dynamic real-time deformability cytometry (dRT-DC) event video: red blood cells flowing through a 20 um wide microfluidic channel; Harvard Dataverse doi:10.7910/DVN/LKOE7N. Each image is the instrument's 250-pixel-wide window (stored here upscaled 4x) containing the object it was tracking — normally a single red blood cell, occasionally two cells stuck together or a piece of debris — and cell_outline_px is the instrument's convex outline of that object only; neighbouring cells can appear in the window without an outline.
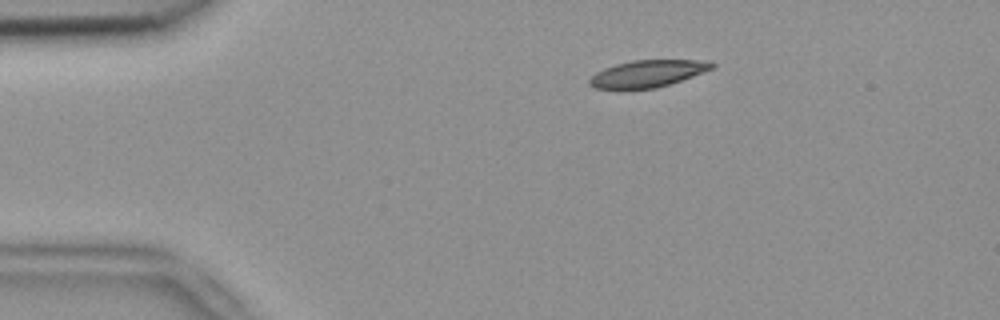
{"species": "common noctule bat (a hibernating species)", "species_latin": "Nyctalus noctula", "temperature_condition": "room temperature", "stored_images_in_passage": 8, "camera_frame_rate_fps": 3000, "um_per_image_px": 0.085, "animal": {"sex": "female", "body_mass_g": 18.4}, "frame": {"image": 1, "passage_image": 3, "time_ms": 0.667, "image_size_px": [1000, 320], "cell_outline_px": [[716, 64], [712, 68], [692, 76], [656, 88], [620, 92], [596, 88], [588, 84], [588, 80], [596, 72], [604, 68], [616, 64], [632, 60], [712, 60]], "centroid_in_image_um": [54.96, 6.29], "position_along_channel_um": 30.0, "area_um2": 19.83}}
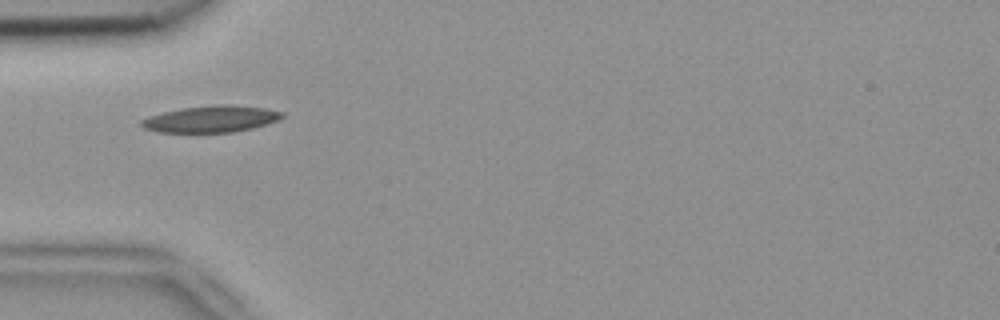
{"frame": {"image": 2, "passage_image": 5, "time_ms": 1.333, "image_size_px": [1000, 320], "cell_outline_px": [[284, 116], [276, 120], [252, 128], [232, 132], [156, 132], [144, 128], [140, 124], [140, 120], [148, 116], [164, 112], [184, 108], [216, 104], [228, 104], [264, 108], [284, 112]], "centroid_in_image_um": [17.9, 10.11], "position_along_channel_um": 67.1, "area_um2": 21.62}}
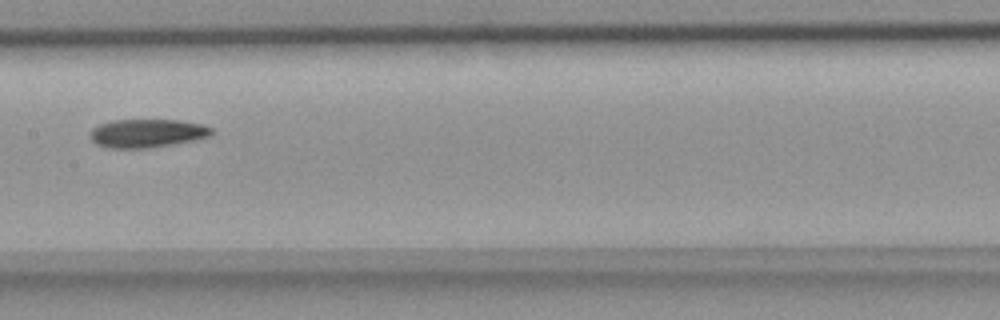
{"frame": {"image": 3, "passage_image": 8, "time_ms": 2.333, "image_size_px": [1000, 320], "cell_outline_px": [[212, 132], [208, 136], [192, 140], [172, 144], [148, 148], [108, 148], [96, 144], [88, 136], [88, 132], [92, 128], [100, 124], [112, 120], [180, 120], [204, 124], [212, 128]], "centroid_in_image_um": [12.44, 11.32], "position_along_channel_um": 195.0, "area_um2": 20.17}}